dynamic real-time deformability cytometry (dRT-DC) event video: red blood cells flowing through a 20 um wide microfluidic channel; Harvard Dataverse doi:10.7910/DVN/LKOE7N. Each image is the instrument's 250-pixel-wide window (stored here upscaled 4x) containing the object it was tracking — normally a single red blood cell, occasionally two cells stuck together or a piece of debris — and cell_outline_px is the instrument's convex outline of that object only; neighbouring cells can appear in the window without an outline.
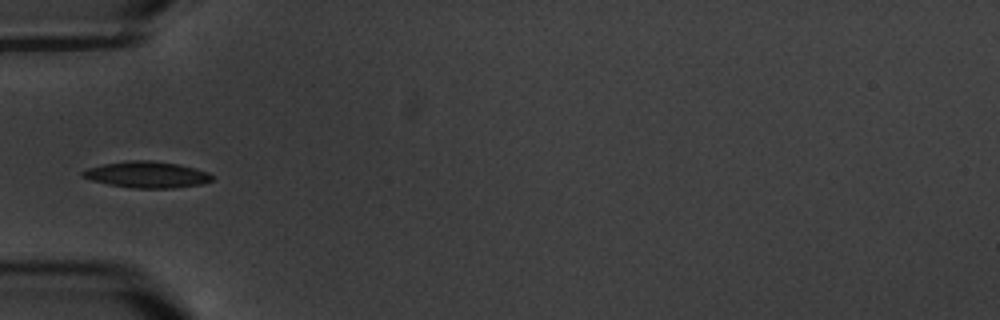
{"species": "common noctule bat (a hibernating species)", "species_latin": "Nyctalus noctula", "temperature_condition": "warm", "stored_images_in_passage": 17, "camera_frame_rate_fps": 3000, "um_per_image_px": 0.085, "animal": {"sex": "male", "body_mass_g": 20.1, "forearm_length_mm": 53.5}, "frame": {"image": 1, "passage_image": 6, "time_ms": 5.667, "image_size_px": [1000, 320], "cell_outline_px": [[212, 180], [200, 184], [172, 188], [132, 188], [108, 184], [92, 180], [84, 176], [80, 172], [88, 168], [104, 164], [128, 160], [152, 160], [176, 164], [196, 168], [208, 172], [212, 176]], "centroid_in_image_um": [12.49, 14.84], "position_along_channel_um": 72.5, "area_um2": 19.65}}
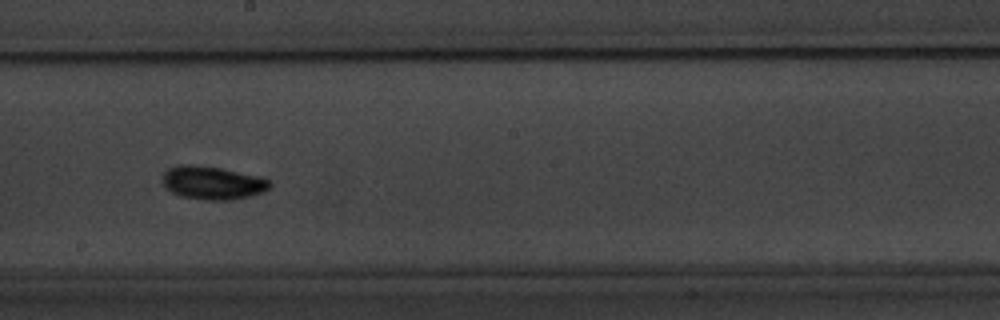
{"frame": {"image": 2, "passage_image": 10, "time_ms": 10.333, "image_size_px": [1000, 320], "cell_outline_px": [[272, 184], [264, 192], [252, 196], [232, 200], [204, 200], [180, 196], [172, 192], [164, 184], [164, 176], [172, 168], [180, 164], [196, 164], [220, 168], [260, 176], [268, 180]], "centroid_in_image_um": [18.13, 15.55], "position_along_channel_um": 230.1, "area_um2": 20.63}}
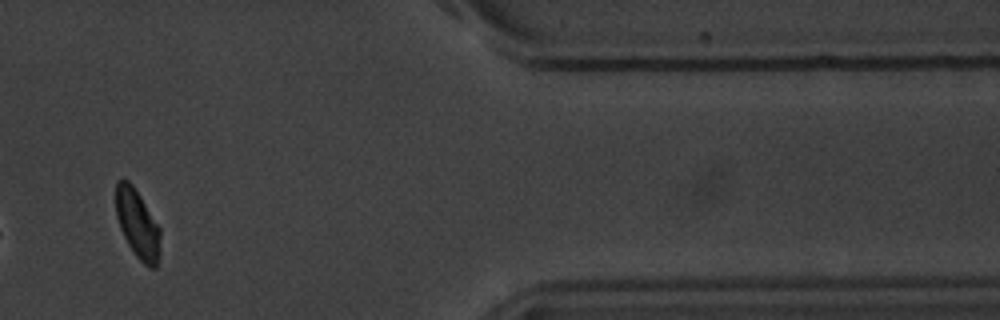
{"frame": {"image": 3, "passage_image": 15, "time_ms": 16.333, "image_size_px": [1000, 320], "cell_outline_px": [[160, 236], [156, 268], [148, 268], [136, 256], [128, 244], [120, 228], [116, 216], [116, 180], [128, 180], [132, 184], [140, 196], [160, 228]], "centroid_in_image_um": [11.67, 19.02], "position_along_channel_um": 399.7, "area_um2": 17.51}, "authors_computed_cell_mechanics": {"area_um2": 18.4382, "velocity_mm_per_s": 3.363, "shape_relaxation_time_tau1_ms": 2.1817, "shape_relaxation_time_tau2_ms": 3.1024, "deformation_change_tau1": 0.095, "deformation_change_tau2": 0.059}}